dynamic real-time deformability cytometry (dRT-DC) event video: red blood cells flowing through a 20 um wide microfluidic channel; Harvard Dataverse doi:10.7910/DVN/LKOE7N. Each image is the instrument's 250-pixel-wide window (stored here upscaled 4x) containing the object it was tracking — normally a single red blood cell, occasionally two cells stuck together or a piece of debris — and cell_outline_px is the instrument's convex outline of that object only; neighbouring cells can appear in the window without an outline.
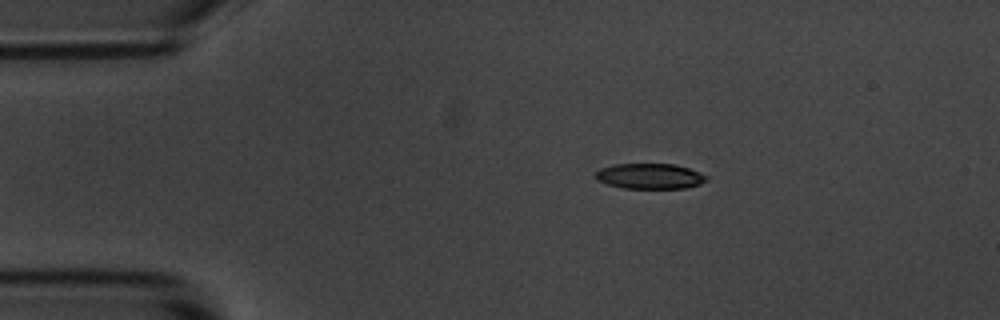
{"species": "common noctule bat (a hibernating species)", "species_latin": "Nyctalus noctula", "temperature_condition": "room temperature", "stored_images_in_passage": 46, "camera_frame_rate_fps": 3000, "um_per_image_px": 0.085, "animal": {"sex": "male", "body_mass_g": 20.1, "forearm_length_mm": 53.5}, "frame": {"image": 1, "passage_image": 1, "time_ms": 0.0, "image_size_px": [1000, 320], "cell_outline_px": [[708, 180], [700, 184], [684, 188], [624, 188], [608, 184], [596, 180], [592, 176], [600, 168], [612, 164], [676, 164], [688, 168], [708, 176]], "centroid_in_image_um": [55.2, 14.97], "position_along_channel_um": 29.8, "area_um2": 16.53}}
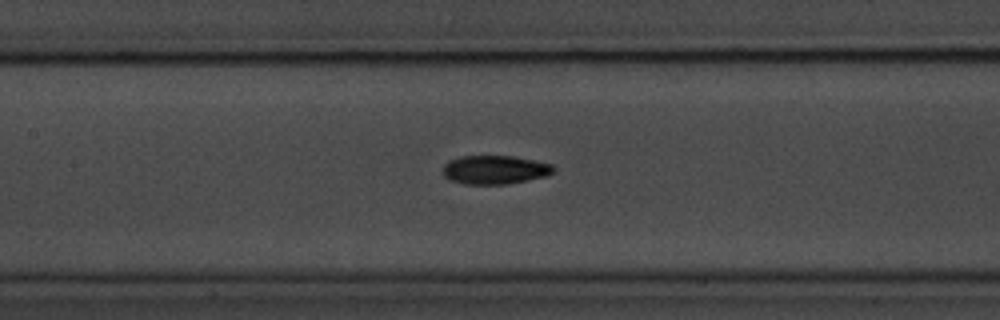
{"frame": {"image": 2, "passage_image": 16, "time_ms": 5.0, "image_size_px": [1000, 320], "cell_outline_px": [[556, 172], [548, 176], [508, 184], [464, 184], [448, 180], [444, 176], [444, 164], [448, 160], [460, 156], [512, 156], [552, 164], [556, 168]], "centroid_in_image_um": [42.08, 14.43], "position_along_channel_um": 165.3, "area_um2": 18.73}}
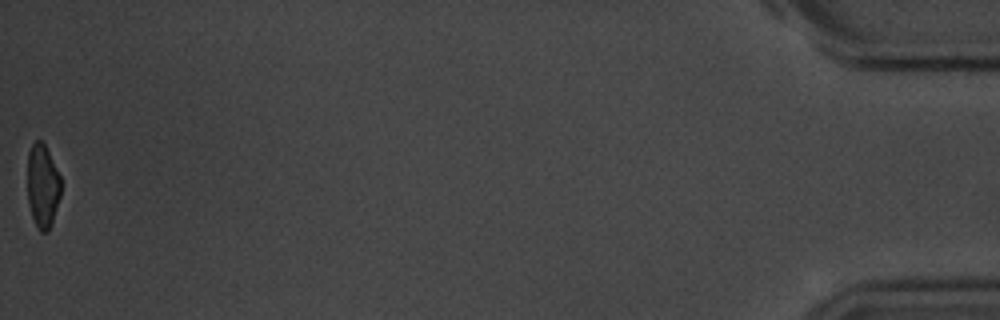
{"frame": {"image": 3, "passage_image": 46, "time_ms": 15.0, "image_size_px": [1000, 320], "cell_outline_px": [[60, 196], [52, 224], [48, 232], [40, 232], [36, 228], [28, 204], [28, 152], [32, 144], [36, 140], [40, 140], [44, 144], [60, 176]], "centroid_in_image_um": [3.61, 15.86], "position_along_channel_um": 431.6, "area_um2": 16.24}, "authors_computed_cell_mechanics": {"area_um2": 18.2648, "velocity_mm_per_s": 3.6633, "shape_relaxation_time_tau1_ms": 2.7207, "shape_relaxation_time_tau2_ms": 1.7811, "deformation_change_tau1": 0.154, "deformation_change_tau2": 0.0668}}